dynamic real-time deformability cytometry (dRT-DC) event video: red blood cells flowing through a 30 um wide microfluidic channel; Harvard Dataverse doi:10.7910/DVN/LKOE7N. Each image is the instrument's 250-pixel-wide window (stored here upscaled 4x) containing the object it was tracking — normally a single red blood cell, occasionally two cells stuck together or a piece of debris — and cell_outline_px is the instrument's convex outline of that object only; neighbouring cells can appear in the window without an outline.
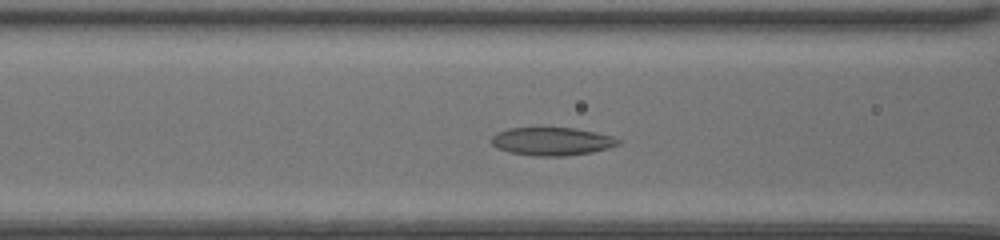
{"species": "common noctule bat (a hibernating species)", "species_latin": "Nyctalus noctula", "temperature_condition": "room temperature", "stored_images_in_passage": 41, "camera_frame_rate_fps": 3000, "um_per_image_px": 0.085, "animal": {"sex": "female", "body_mass_g": 20.0, "forearm_length_mm": 54.0}, "frame": {"image": 1, "passage_image": 14, "time_ms": 4.333, "image_size_px": [1000, 240], "cell_outline_px": [[620, 144], [608, 148], [592, 152], [564, 156], [532, 156], [508, 152], [496, 148], [492, 144], [492, 136], [496, 132], [508, 128], [576, 128], [596, 132], [612, 136], [620, 140]], "centroid_in_image_um": [46.89, 12.02], "position_along_channel_um": 119.7, "area_um2": 20.87}}
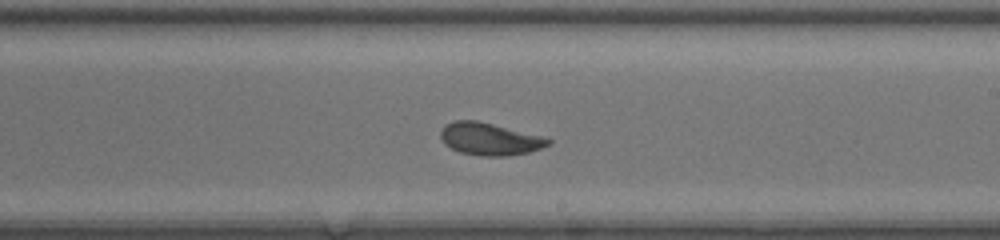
{"frame": {"image": 2, "passage_image": 23, "time_ms": 7.333, "image_size_px": [1000, 240], "cell_outline_px": [[552, 144], [528, 152], [508, 156], [480, 156], [460, 152], [444, 144], [440, 136], [440, 132], [444, 124], [452, 120], [476, 120], [544, 136], [552, 140]], "centroid_in_image_um": [41.61, 11.81], "position_along_channel_um": 247.4, "area_um2": 20.46}}
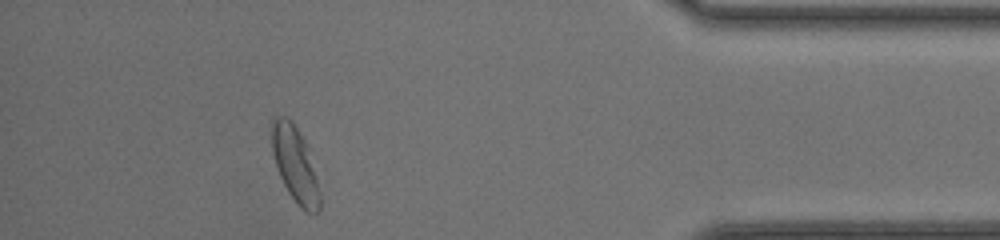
{"frame": {"image": 3, "passage_image": 37, "time_ms": 12.0, "image_size_px": [1000, 240], "cell_outline_px": [[324, 200], [320, 208], [316, 212], [304, 212], [296, 204], [288, 192], [276, 168], [272, 152], [272, 116], [288, 116], [292, 120], [304, 140]], "centroid_in_image_um": [25.09, 14.01], "position_along_channel_um": 410.1, "area_um2": 21.39}, "authors_computed_cell_mechanics": {"area_um2": 20.8658, "velocity_mm_per_s": 4.2646, "shape_relaxation_time_tau1_ms": 3.2579, "shape_relaxation_time_tau2_ms": 1.9705, "deformation_change_tau1": 0.1353, "deformation_change_tau2": 0.0784}}